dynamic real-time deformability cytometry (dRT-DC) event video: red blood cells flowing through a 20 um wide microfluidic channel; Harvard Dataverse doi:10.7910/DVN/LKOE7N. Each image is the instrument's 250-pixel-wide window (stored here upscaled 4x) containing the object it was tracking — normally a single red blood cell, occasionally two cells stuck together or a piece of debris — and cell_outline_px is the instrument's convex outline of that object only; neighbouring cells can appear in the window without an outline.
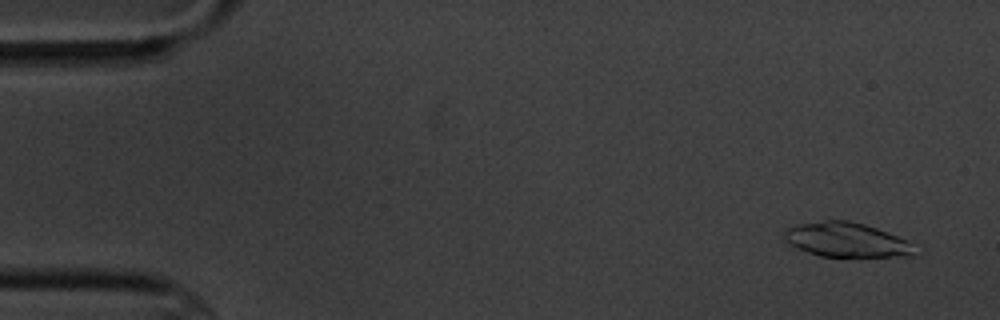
{"species": "common noctule bat (a hibernating species)", "species_latin": "Nyctalus noctula", "temperature_condition": "cold", "stored_images_in_passage": 5, "camera_frame_rate_fps": 3000, "um_per_image_px": 0.085, "animal": {"sex": "male", "body_mass_g": 20.1, "forearm_length_mm": 53.5}, "frame": {"image": 1, "passage_image": 1, "time_ms": 0.0, "image_size_px": [1000, 320], "cell_outline_px": [[916, 256], [820, 256], [808, 252], [788, 244], [784, 240], [784, 232], [788, 228], [800, 224], [824, 220], [848, 220], [864, 224], [876, 228], [908, 240]], "centroid_in_image_um": [71.92, 20.38], "position_along_channel_um": 13.1, "area_um2": 25.84}}
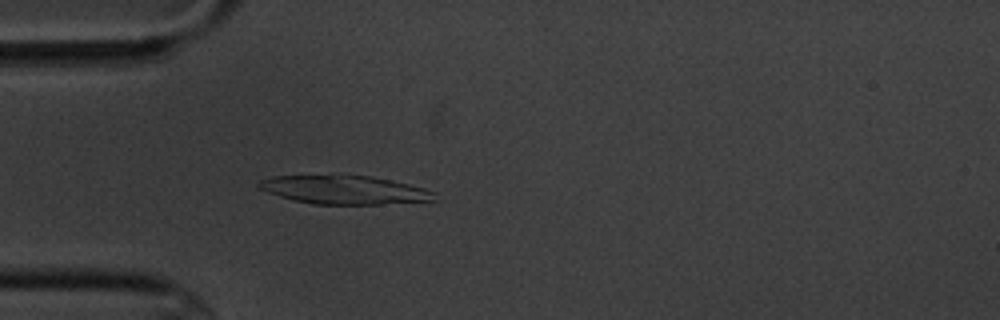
{"frame": {"image": 2, "passage_image": 5, "time_ms": 4.333, "image_size_px": [1000, 320], "cell_outline_px": [[436, 200], [380, 204], [312, 204], [292, 200], [268, 192], [260, 188], [256, 184], [260, 180], [272, 176], [340, 172], [372, 176], [408, 184], [424, 188], [436, 192]], "centroid_in_image_um": [29.21, 16.09], "position_along_channel_um": 55.8, "area_um2": 30.29}}